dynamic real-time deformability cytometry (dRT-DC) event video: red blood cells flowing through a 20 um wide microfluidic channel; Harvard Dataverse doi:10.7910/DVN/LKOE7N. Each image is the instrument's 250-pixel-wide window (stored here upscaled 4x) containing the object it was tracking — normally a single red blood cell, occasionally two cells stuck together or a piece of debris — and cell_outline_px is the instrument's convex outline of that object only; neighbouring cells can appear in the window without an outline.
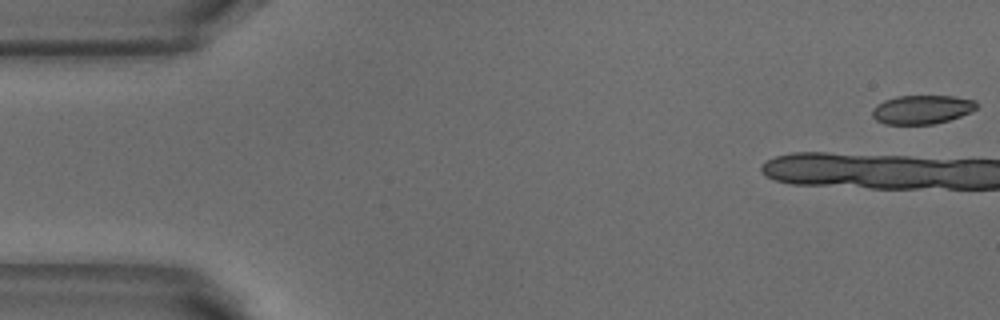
{"species": "common noctule bat (a hibernating species)", "species_latin": "Nyctalus noctula", "temperature_condition": "warm", "stored_images_in_passage": 3, "camera_frame_rate_fps": 3000, "um_per_image_px": 0.085, "animal": {"sex": "male", "body_mass_g": 18.8}, "frame": {"image": 1, "passage_image": 1, "time_ms": 0.0, "image_size_px": [1000, 320], "cell_outline_px": [[980, 104], [972, 112], [948, 120], [932, 124], [884, 124], [876, 120], [872, 116], [872, 108], [876, 104], [884, 100], [896, 96], [952, 96], [976, 100]], "centroid_in_image_um": [78.37, 9.3], "position_along_channel_um": 6.6, "area_um2": 17.69}}